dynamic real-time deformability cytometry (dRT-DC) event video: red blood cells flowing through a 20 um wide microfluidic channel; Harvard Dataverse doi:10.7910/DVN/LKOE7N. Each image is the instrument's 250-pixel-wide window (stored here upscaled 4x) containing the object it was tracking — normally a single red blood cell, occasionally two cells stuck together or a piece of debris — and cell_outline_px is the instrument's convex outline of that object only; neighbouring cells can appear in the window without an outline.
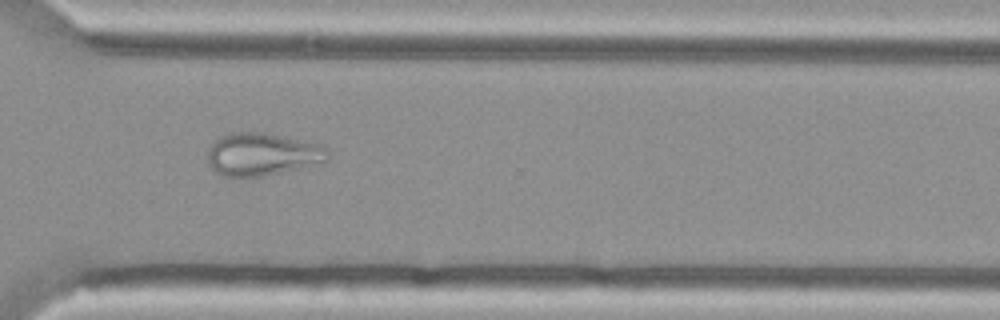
{"species": "Egyptian fruit bat (a non-hibernating species)", "species_latin": "Rousettus aegyptiacus", "temperature_condition": "cold", "stored_images_in_passage": 47, "camera_frame_rate_fps": 3000, "um_per_image_px": 0.085, "animal": {"sex": "female"}, "frame": {"image": 1, "passage_image": 33, "time_ms": 10.667, "image_size_px": [1000, 320], "cell_outline_px": [[328, 160], [264, 176], [236, 180], [224, 176], [216, 172], [208, 164], [208, 148], [220, 136], [228, 132], [264, 132], [324, 144], [328, 152]], "centroid_in_image_um": [22.24, 13.12], "position_along_channel_um": 348.4, "area_um2": 30.4}}
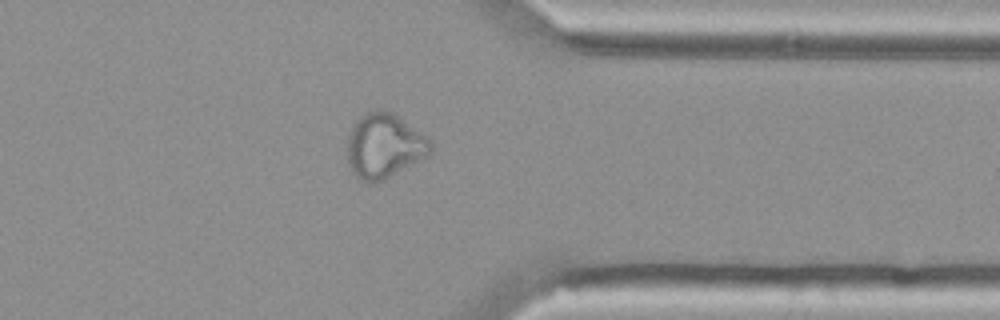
{"frame": {"image": 2, "passage_image": 36, "time_ms": 11.667, "image_size_px": [1000, 320], "cell_outline_px": [[432, 152], [428, 156], [384, 180], [368, 184], [360, 180], [356, 176], [348, 164], [348, 136], [356, 120], [364, 112], [392, 112], [428, 136], [432, 144]], "centroid_in_image_um": [32.68, 12.43], "position_along_channel_um": 378.7, "area_um2": 31.33}}
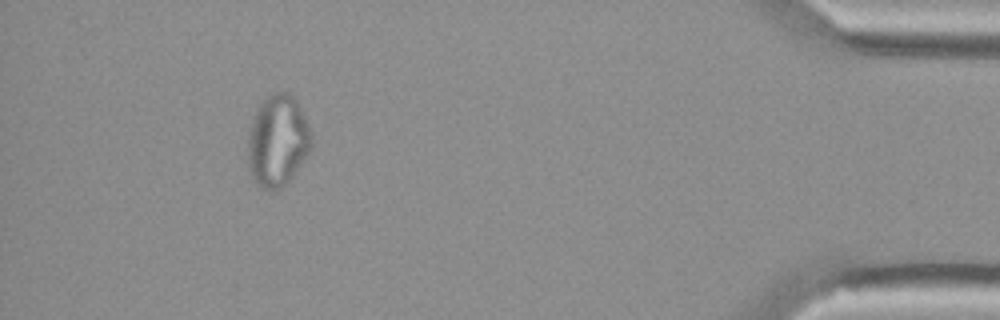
{"frame": {"image": 3, "passage_image": 43, "time_ms": 14.0, "image_size_px": [1000, 320], "cell_outline_px": [[312, 148], [288, 180], [280, 188], [272, 192], [260, 188], [252, 180], [248, 168], [248, 132], [256, 108], [272, 92], [288, 92], [296, 100], [312, 132]], "centroid_in_image_um": [23.57, 11.98], "position_along_channel_um": 411.6, "area_um2": 34.1}}